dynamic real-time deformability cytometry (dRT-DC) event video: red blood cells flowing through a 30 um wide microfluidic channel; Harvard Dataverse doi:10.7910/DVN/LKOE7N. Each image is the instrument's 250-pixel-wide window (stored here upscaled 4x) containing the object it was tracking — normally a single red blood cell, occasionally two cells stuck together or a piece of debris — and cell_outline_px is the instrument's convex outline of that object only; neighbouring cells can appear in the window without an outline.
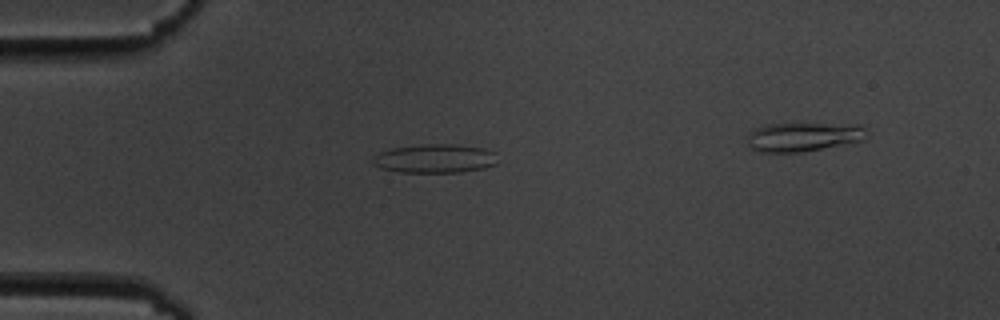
{"species": "common noctule bat (a hibernating species)", "species_latin": "Nyctalus noctula", "temperature_condition": "cold", "stored_images_in_passage": 6, "segment_of_instrument_passage": [1, 2], "camera_frame_rate_fps": 3000, "um_per_image_px": 0.085, "animal": {"sex": "male", "body_mass_g": 19.5, "forearm_length_mm": 54.6}, "frame": {"image": 1, "passage_image": 5, "time_ms": 4.667, "image_size_px": [1000, 320], "cell_outline_px": [[496, 164], [484, 168], [460, 172], [400, 172], [380, 168], [372, 164], [372, 156], [380, 152], [392, 148], [420, 144], [456, 144], [484, 148], [496, 152]], "centroid_in_image_um": [36.96, 13.47], "position_along_channel_um": 48.0, "area_um2": 21.15}}